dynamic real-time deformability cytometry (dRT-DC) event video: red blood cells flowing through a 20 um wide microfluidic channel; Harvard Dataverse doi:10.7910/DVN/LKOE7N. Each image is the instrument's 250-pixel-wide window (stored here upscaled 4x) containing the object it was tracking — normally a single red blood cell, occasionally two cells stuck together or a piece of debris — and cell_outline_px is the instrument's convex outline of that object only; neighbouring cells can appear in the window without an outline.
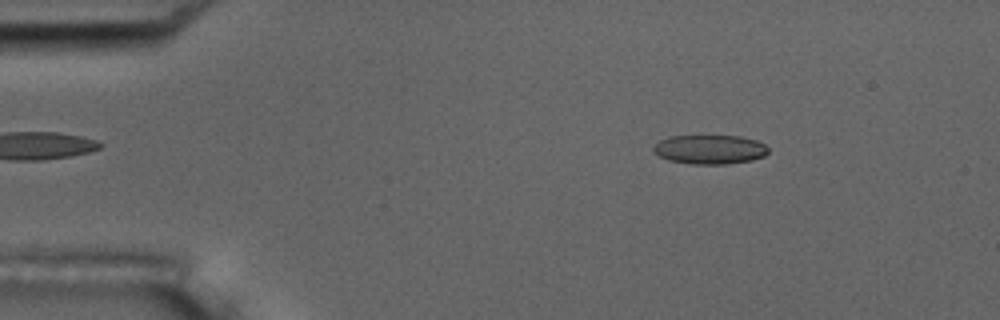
{"species": "common noctule bat (a hibernating species)", "species_latin": "Nyctalus noctula", "temperature_condition": "room temperature", "stored_images_in_passage": 54, "camera_frame_rate_fps": 3000, "um_per_image_px": 0.085, "animal": {"sex": "male", "body_mass_g": 17.5, "forearm_length_mm": 52.3}, "frame": {"image": 1, "passage_image": 8, "time_ms": 2.333, "image_size_px": [1000, 320], "cell_outline_px": [[768, 152], [764, 156], [752, 160], [728, 164], [692, 164], [668, 160], [652, 152], [652, 148], [660, 140], [668, 136], [740, 136], [756, 140], [764, 144], [768, 148]], "centroid_in_image_um": [60.32, 12.7], "position_along_channel_um": 24.7, "area_um2": 19.59}}
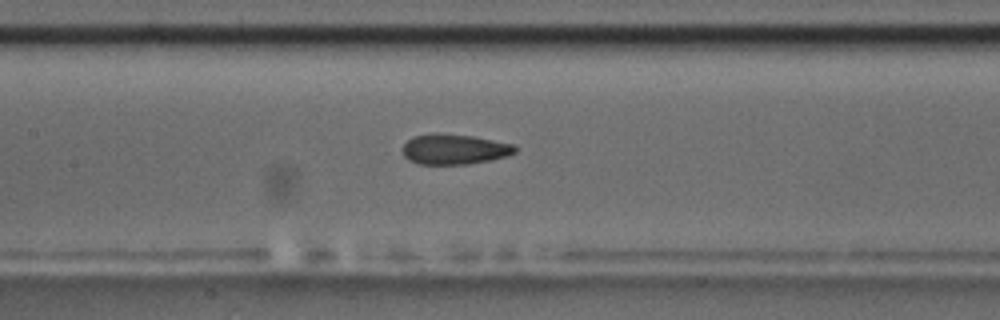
{"frame": {"image": 2, "passage_image": 25, "time_ms": 8.0, "image_size_px": [1000, 320], "cell_outline_px": [[516, 152], [508, 156], [492, 160], [468, 164], [420, 164], [408, 160], [404, 156], [404, 144], [412, 136], [432, 132], [472, 136], [516, 144]], "centroid_in_image_um": [38.64, 12.68], "position_along_channel_um": 168.8, "area_um2": 20.06}}
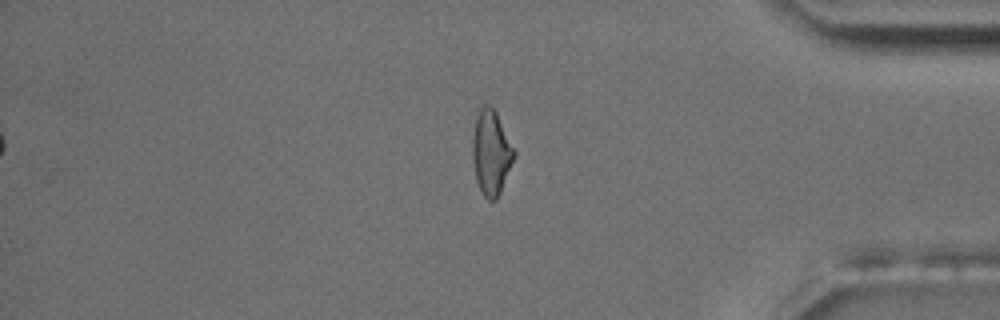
{"frame": {"image": 3, "passage_image": 45, "time_ms": 14.667, "image_size_px": [1000, 320], "cell_outline_px": [[516, 156], [500, 192], [496, 200], [488, 200], [484, 196], [476, 180], [472, 160], [472, 136], [476, 108], [492, 108], [496, 112], [516, 152]], "centroid_in_image_um": [41.73, 12.97], "position_along_channel_um": 393.5, "area_um2": 20.58}, "authors_computed_cell_mechanics": {"area_um2": 20.0566, "velocity_mm_per_s": 3.7591, "shape_relaxation_time_tau1_ms": 7.8078, "shape_relaxation_time_tau2_ms": 2.2059, "deformation_change_tau1": 0.1586, "deformation_change_tau2": 0.0893}}